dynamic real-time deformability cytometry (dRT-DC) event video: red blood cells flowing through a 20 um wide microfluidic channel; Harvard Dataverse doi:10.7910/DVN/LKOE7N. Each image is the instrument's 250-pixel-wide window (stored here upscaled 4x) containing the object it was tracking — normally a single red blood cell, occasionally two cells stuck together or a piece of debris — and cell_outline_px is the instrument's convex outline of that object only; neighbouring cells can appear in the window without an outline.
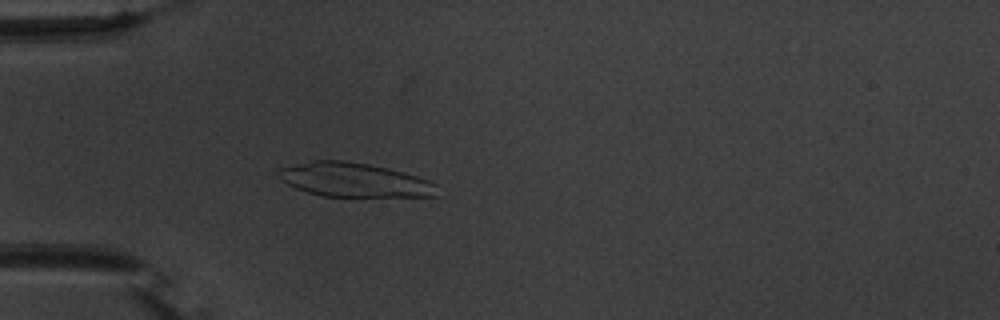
{"species": "common noctule bat (a hibernating species)", "species_latin": "Nyctalus noctula", "temperature_condition": "warm", "stored_images_in_passage": 55, "camera_frame_rate_fps": 3000, "um_per_image_px": 0.085, "animal": {"sex": "male", "body_mass_g": 20.1, "forearm_length_mm": 53.5}, "frame": {"image": 1, "passage_image": 17, "time_ms": 5.333, "image_size_px": [1000, 320], "cell_outline_px": [[440, 196], [320, 196], [296, 188], [280, 180], [276, 176], [276, 168], [312, 160], [344, 160], [368, 164], [388, 168], [404, 172], [428, 180], [436, 184]], "centroid_in_image_um": [30.05, 15.28], "position_along_channel_um": 54.9, "area_um2": 31.73}}
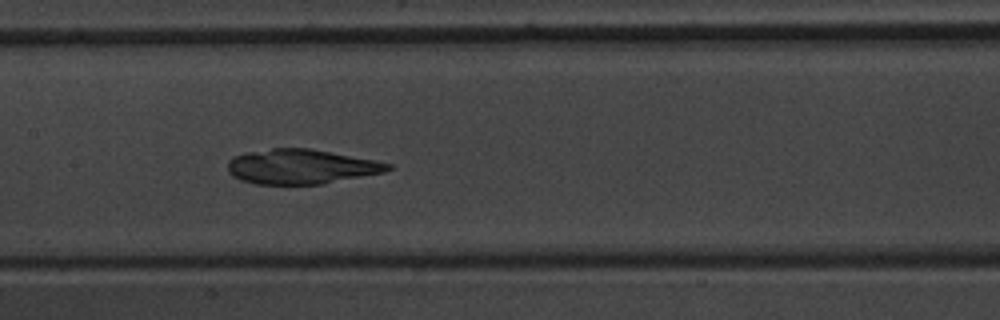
{"frame": {"image": 2, "passage_image": 28, "time_ms": 9.0, "image_size_px": [1000, 320], "cell_outline_px": [[392, 168], [384, 172], [324, 184], [256, 184], [240, 180], [232, 176], [228, 172], [228, 160], [232, 156], [244, 152], [272, 148], [308, 148], [372, 160], [392, 164]], "centroid_in_image_um": [25.52, 14.17], "position_along_channel_um": 181.9, "area_um2": 32.37}}
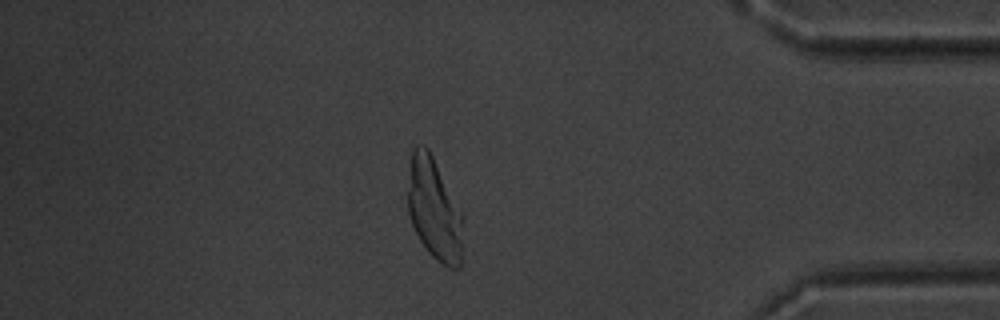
{"frame": {"image": 3, "passage_image": 48, "time_ms": 15.667, "image_size_px": [1000, 320], "cell_outline_px": [[464, 216], [460, 268], [448, 268], [436, 260], [428, 252], [420, 240], [412, 224], [408, 212], [408, 192], [412, 148], [416, 144], [424, 144], [428, 148]], "centroid_in_image_um": [36.92, 17.81], "position_along_channel_um": 398.3, "area_um2": 32.83}}